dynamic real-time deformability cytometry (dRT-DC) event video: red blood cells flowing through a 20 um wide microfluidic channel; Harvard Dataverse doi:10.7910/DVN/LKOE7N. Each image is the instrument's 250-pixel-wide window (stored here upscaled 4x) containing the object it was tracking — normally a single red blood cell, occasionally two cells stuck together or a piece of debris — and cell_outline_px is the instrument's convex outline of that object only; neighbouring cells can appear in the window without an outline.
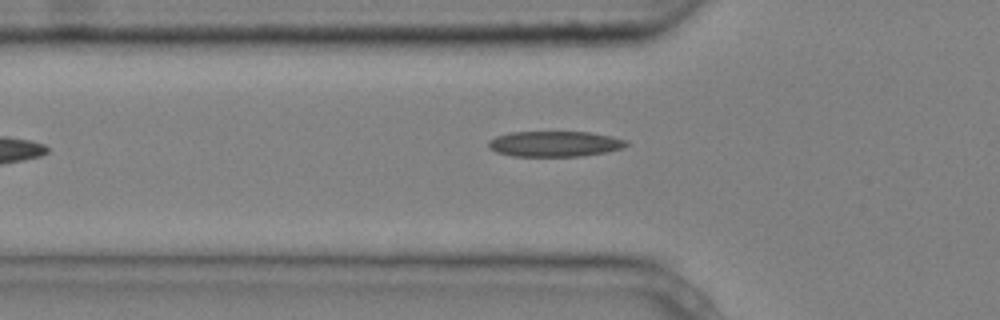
{"species": "common noctule bat (a hibernating species)", "species_latin": "Nyctalus noctula", "temperature_condition": "cold", "stored_images_in_passage": 3, "camera_frame_rate_fps": 3000, "um_per_image_px": 0.085, "animal": {"sex": "male", "body_mass_g": 20.4}, "frame": {"image": 1, "passage_image": 3, "time_ms": 0.667, "image_size_px": [1000, 320], "cell_outline_px": [[628, 144], [624, 148], [604, 152], [580, 156], [512, 156], [496, 152], [488, 148], [488, 140], [496, 136], [508, 132], [592, 132], [612, 136], [628, 140]], "centroid_in_image_um": [47.14, 12.22], "position_along_channel_um": 78.7, "area_um2": 20.69}}